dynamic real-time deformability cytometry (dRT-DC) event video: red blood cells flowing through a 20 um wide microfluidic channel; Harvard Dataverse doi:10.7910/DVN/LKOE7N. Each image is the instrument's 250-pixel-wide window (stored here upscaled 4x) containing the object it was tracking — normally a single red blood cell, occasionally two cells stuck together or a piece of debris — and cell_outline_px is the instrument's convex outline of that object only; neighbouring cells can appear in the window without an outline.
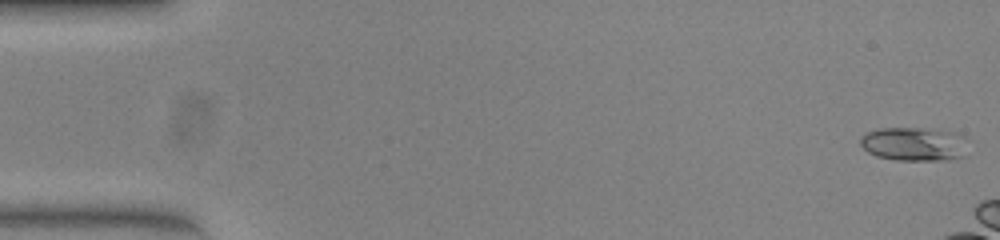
{"species": "common noctule bat (a hibernating species)", "species_latin": "Nyctalus noctula", "temperature_condition": "warm", "stored_images_in_passage": 11, "camera_frame_rate_fps": 3000, "um_per_image_px": 0.085, "animal": {"sex": "female", "body_mass_g": 23.0, "forearm_length_mm": 53.4}, "frame": {"image": 1, "passage_image": 1, "time_ms": 0.0, "image_size_px": [1000, 240], "cell_outline_px": [[968, 136], [964, 156], [948, 160], [896, 160], [876, 156], [868, 152], [860, 144], [860, 136], [868, 132], [880, 128], [924, 128], [956, 132]], "centroid_in_image_um": [77.74, 12.23], "position_along_channel_um": 7.3, "area_um2": 21.5}}